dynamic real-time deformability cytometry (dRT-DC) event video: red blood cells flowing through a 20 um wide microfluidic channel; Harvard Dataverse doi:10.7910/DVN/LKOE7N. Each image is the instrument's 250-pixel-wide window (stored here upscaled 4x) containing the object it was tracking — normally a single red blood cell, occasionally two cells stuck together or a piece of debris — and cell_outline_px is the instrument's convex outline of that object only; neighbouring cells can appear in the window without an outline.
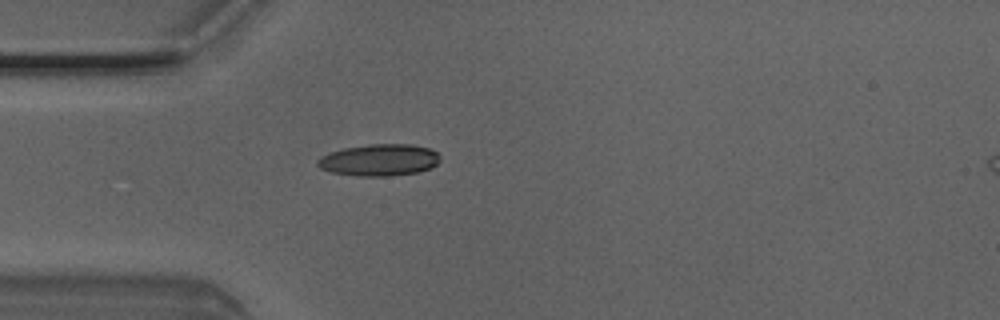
{"species": "Egyptian fruit bat (a non-hibernating species)", "species_latin": "Rousettus aegyptiacus", "temperature_condition": "room temperature", "stored_images_in_passage": 4, "camera_frame_rate_fps": 3000, "um_per_image_px": 0.085, "animal": {"sex": "male"}, "frame": {"image": 1, "passage_image": 4, "time_ms": 1.0, "image_size_px": [1000, 320], "cell_outline_px": [[440, 160], [432, 168], [420, 172], [388, 176], [356, 176], [332, 172], [320, 168], [316, 164], [316, 160], [320, 156], [344, 148], [368, 144], [412, 144], [428, 148], [436, 152], [440, 156]], "centroid_in_image_um": [32.25, 13.6], "position_along_channel_um": 52.8, "area_um2": 22.83}}